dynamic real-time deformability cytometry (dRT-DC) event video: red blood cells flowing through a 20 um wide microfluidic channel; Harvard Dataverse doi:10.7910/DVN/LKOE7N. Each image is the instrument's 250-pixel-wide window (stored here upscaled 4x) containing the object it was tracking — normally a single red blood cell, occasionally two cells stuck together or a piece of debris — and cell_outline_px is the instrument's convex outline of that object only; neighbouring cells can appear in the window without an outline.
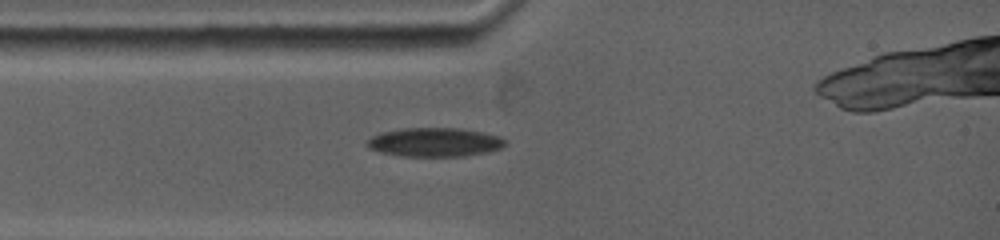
{"species": "common noctule bat (a hibernating species)", "species_latin": "Nyctalus noctula", "temperature_condition": "warm", "stored_images_in_passage": 52, "camera_frame_rate_fps": 5000, "um_per_image_px": 0.085, "animal": {"sex": "female", "body_mass_g": 19.0, "forearm_length_mm": 53.3}, "frame": {"image": 1, "passage_image": 1, "time_ms": 0.0, "image_size_px": [1000, 240], "cell_outline_px": [[508, 144], [500, 148], [484, 152], [464, 156], [400, 156], [380, 152], [368, 148], [364, 144], [372, 136], [380, 132], [404, 128], [456, 128], [480, 132], [500, 136]], "centroid_in_image_um": [36.89, 12.09], "position_along_channel_um": 48.1, "area_um2": 23.18}}
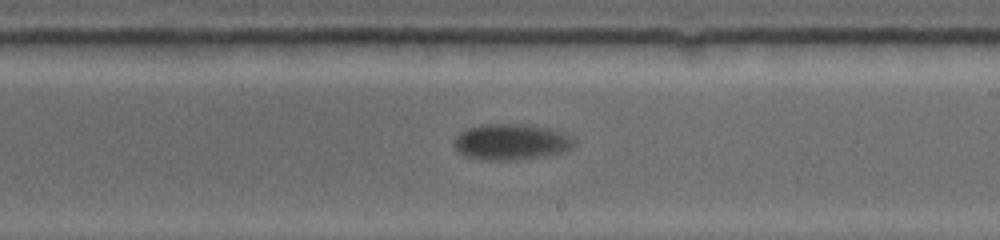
{"frame": {"image": 2, "passage_image": 29, "time_ms": 5.4, "image_size_px": [1000, 240], "cell_outline_px": [[576, 140], [572, 148], [560, 152], [544, 156], [508, 160], [484, 160], [464, 156], [452, 144], [456, 136], [460, 132], [468, 128], [484, 124], [524, 124], [548, 128], [560, 132]], "centroid_in_image_um": [43.41, 12.06], "position_along_channel_um": 245.6, "area_um2": 24.97}}
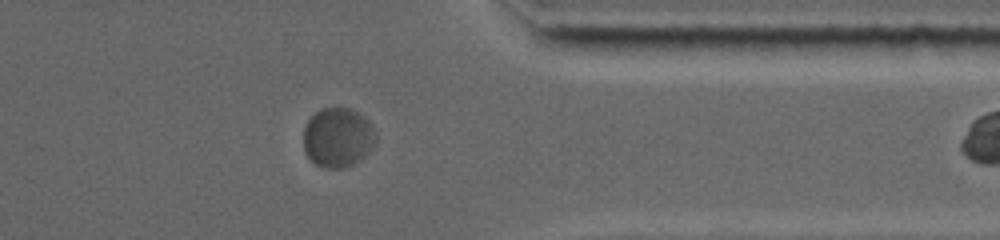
{"frame": {"image": 3, "passage_image": 51, "time_ms": 9.4, "image_size_px": [1000, 240], "cell_outline_px": [[376, 140], [372, 148], [360, 160], [344, 168], [324, 168], [316, 164], [304, 152], [304, 128], [308, 120], [320, 108], [352, 108], [360, 112], [364, 116], [372, 128], [376, 136]], "centroid_in_image_um": [28.71, 11.68], "position_along_channel_um": 382.7, "area_um2": 25.09}}